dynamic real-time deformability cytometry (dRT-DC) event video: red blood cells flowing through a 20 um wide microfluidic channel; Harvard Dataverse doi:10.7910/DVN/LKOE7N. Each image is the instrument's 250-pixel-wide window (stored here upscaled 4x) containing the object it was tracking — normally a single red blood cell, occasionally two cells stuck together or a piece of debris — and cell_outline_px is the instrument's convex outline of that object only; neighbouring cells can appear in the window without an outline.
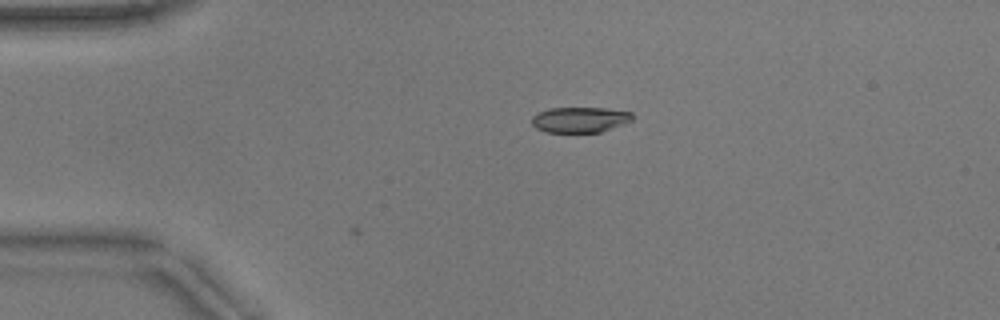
{"species": "common noctule bat (a hibernating species)", "species_latin": "Nyctalus noctula", "temperature_condition": "warm", "stored_images_in_passage": 12, "camera_frame_rate_fps": 3000, "um_per_image_px": 0.085, "animal": {"sex": "male", "body_mass_g": 17.9}, "frame": {"image": 1, "passage_image": 12, "time_ms": 3.667, "image_size_px": [1000, 320], "cell_outline_px": [[636, 116], [632, 120], [624, 124], [600, 132], [544, 132], [536, 128], [532, 124], [532, 116], [548, 108], [604, 108], [632, 112]], "centroid_in_image_um": [49.32, 10.17], "position_along_channel_um": 35.7, "area_um2": 15.03}}